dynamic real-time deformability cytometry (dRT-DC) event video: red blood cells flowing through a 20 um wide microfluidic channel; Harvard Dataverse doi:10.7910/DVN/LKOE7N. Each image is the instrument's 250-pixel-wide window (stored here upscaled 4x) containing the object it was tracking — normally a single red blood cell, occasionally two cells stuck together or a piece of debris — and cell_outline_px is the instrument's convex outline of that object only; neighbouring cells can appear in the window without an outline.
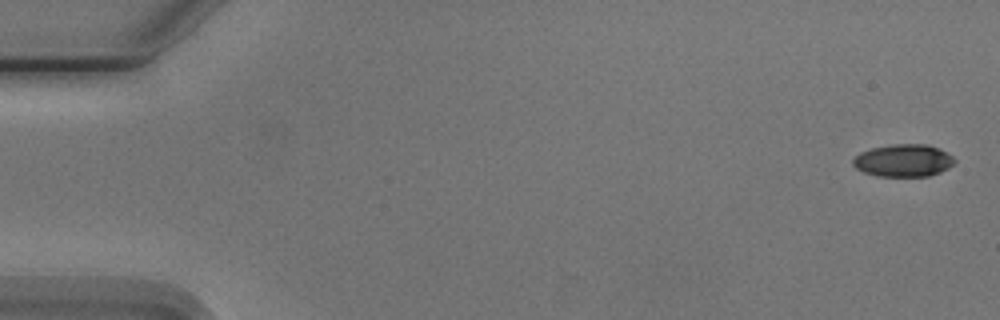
{"species": "Egyptian fruit bat (a non-hibernating species)", "species_latin": "Rousettus aegyptiacus", "temperature_condition": "cold", "stored_images_in_passage": 5, "camera_frame_rate_fps": 3000, "um_per_image_px": 0.085, "animal": {"sex": "male"}, "frame": {"image": 1, "passage_image": 1, "time_ms": 0.0, "image_size_px": [1000, 320], "cell_outline_px": [[956, 164], [940, 172], [928, 176], [876, 176], [864, 172], [856, 168], [852, 164], [852, 160], [860, 152], [872, 148], [892, 144], [928, 144], [940, 148], [948, 152], [956, 160]], "centroid_in_image_um": [76.82, 13.64], "position_along_channel_um": 8.2, "area_um2": 19.42}}